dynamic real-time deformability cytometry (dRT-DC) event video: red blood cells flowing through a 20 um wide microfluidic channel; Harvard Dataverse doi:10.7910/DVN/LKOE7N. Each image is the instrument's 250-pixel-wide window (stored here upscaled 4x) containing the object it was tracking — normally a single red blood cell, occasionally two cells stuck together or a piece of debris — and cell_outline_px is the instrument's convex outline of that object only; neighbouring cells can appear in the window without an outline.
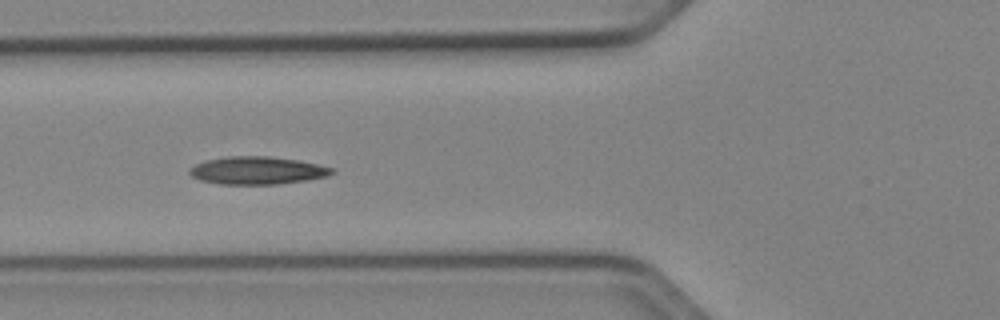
{"species": "Egyptian fruit bat (a non-hibernating species)", "species_latin": "Rousettus aegyptiacus", "temperature_condition": "cold", "stored_images_in_passage": 24, "camera_frame_rate_fps": 3000, "um_per_image_px": 0.085, "animal": {"sex": "female"}, "frame": {"image": 1, "passage_image": 7, "time_ms": 2.0, "image_size_px": [1000, 320], "cell_outline_px": [[336, 172], [328, 176], [308, 180], [276, 184], [220, 184], [200, 180], [192, 176], [188, 172], [188, 168], [204, 160], [228, 156], [268, 156], [300, 160], [336, 168]], "centroid_in_image_um": [21.9, 14.48], "position_along_channel_um": 103.9, "area_um2": 23.29}}
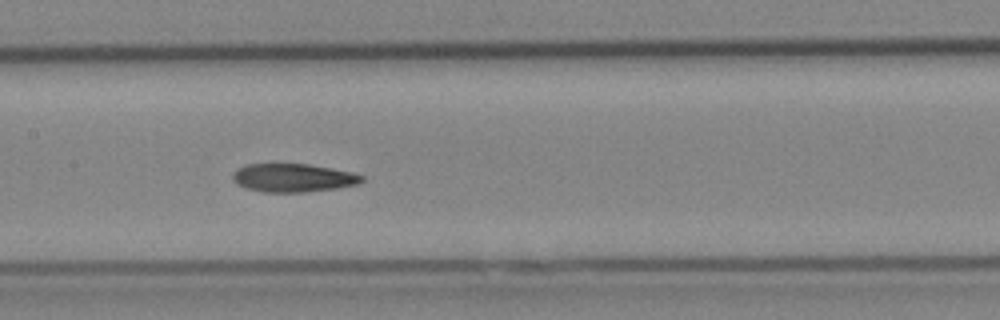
{"frame": {"image": 2, "passage_image": 13, "time_ms": 4.0, "image_size_px": [1000, 320], "cell_outline_px": [[364, 180], [360, 184], [336, 188], [308, 192], [264, 192], [244, 188], [236, 184], [232, 180], [232, 176], [244, 164], [308, 164], [352, 172], [364, 176]], "centroid_in_image_um": [24.93, 15.12], "position_along_channel_um": 182.5, "area_um2": 21.39}}
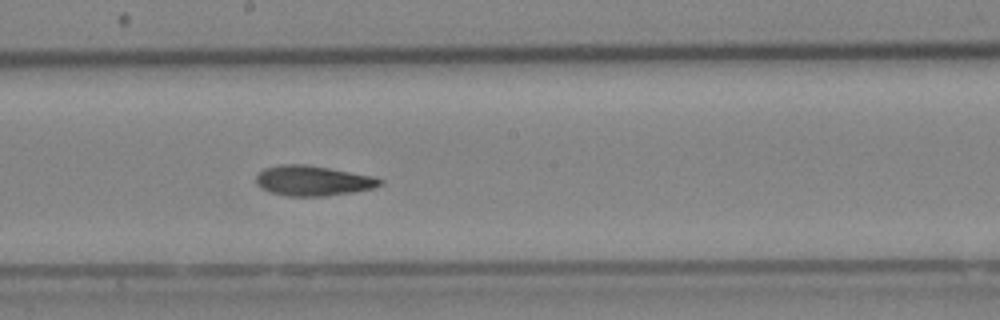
{"frame": {"image": 3, "passage_image": 16, "time_ms": 5.0, "image_size_px": [1000, 320], "cell_outline_px": [[384, 184], [376, 188], [328, 196], [284, 196], [268, 192], [260, 188], [256, 184], [256, 176], [264, 168], [280, 164], [304, 164], [376, 176], [384, 180]], "centroid_in_image_um": [26.62, 15.37], "position_along_channel_um": 221.6, "area_um2": 22.14}}